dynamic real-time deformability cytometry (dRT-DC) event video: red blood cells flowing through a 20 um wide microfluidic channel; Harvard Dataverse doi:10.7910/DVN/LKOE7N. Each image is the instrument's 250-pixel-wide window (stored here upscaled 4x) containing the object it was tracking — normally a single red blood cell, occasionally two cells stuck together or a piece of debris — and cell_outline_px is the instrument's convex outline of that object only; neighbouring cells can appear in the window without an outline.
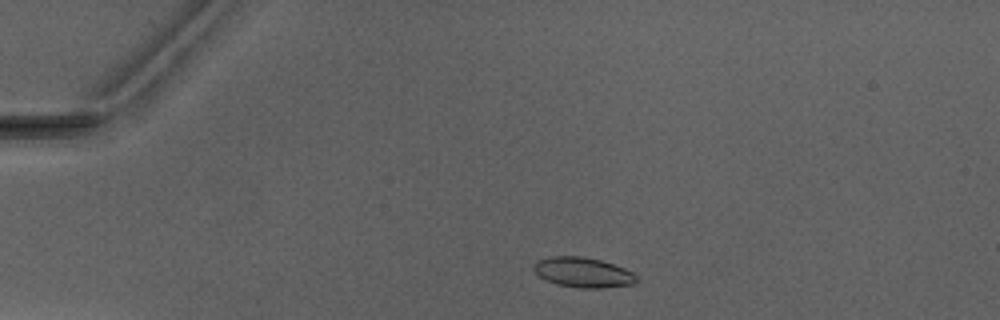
{"species": "Egyptian fruit bat (a non-hibernating species)", "species_latin": "Rousettus aegyptiacus", "temperature_condition": "warm", "stored_images_in_passage": 4, "camera_frame_rate_fps": 3000, "um_per_image_px": 0.085, "animal": {"sex": "male"}, "frame": {"image": 1, "passage_image": 2, "time_ms": 1.0, "image_size_px": [1000, 320], "cell_outline_px": [[636, 280], [632, 284], [604, 288], [580, 288], [556, 284], [540, 276], [532, 268], [532, 264], [536, 260], [552, 256], [580, 256], [600, 260], [624, 268], [632, 272], [636, 276]], "centroid_in_image_um": [49.52, 23.15], "position_along_channel_um": 35.5, "area_um2": 17.86}}